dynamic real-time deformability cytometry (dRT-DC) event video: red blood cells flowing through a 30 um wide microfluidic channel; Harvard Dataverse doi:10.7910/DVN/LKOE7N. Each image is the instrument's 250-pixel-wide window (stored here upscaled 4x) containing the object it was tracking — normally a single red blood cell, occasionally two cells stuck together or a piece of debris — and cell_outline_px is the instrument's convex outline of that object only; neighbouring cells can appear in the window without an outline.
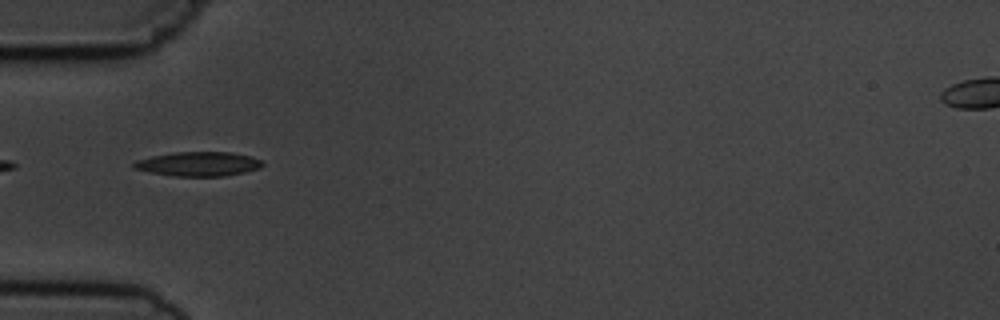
{"species": "common noctule bat (a hibernating species)", "species_latin": "Nyctalus noctula", "temperature_condition": "cold", "stored_images_in_passage": 4, "camera_frame_rate_fps": 3000, "um_per_image_px": 0.085, "animal": {"sex": "male", "body_mass_g": 19.5, "forearm_length_mm": 54.6}, "frame": {"image": 1, "passage_image": 1, "time_ms": 0.0, "image_size_px": [1000, 320], "cell_outline_px": [[264, 164], [260, 168], [244, 172], [224, 176], [172, 176], [132, 168], [132, 164], [136, 160], [152, 156], [176, 152], [232, 152], [248, 156], [260, 160]], "centroid_in_image_um": [16.85, 13.93], "position_along_channel_um": 68.1, "area_um2": 18.09}}
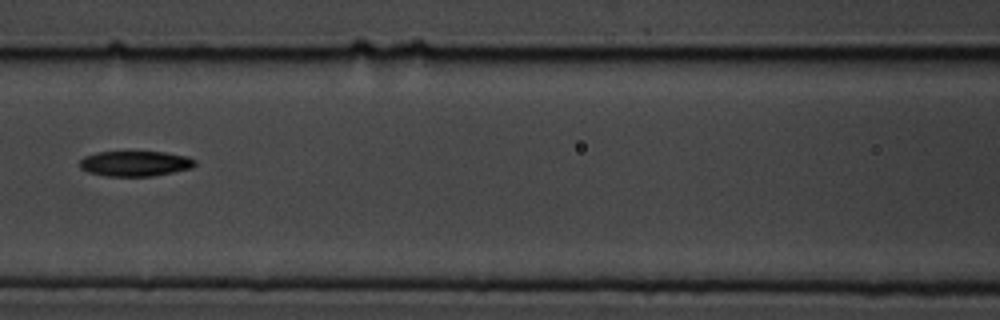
{"frame": {"image": 2, "passage_image": 3, "time_ms": 2.333, "image_size_px": [1000, 320], "cell_outline_px": [[196, 164], [192, 168], [152, 176], [104, 176], [88, 172], [80, 168], [80, 160], [84, 156], [96, 152], [164, 152], [188, 156], [196, 160]], "centroid_in_image_um": [11.49, 13.9], "position_along_channel_um": 155.1, "area_um2": 17.05}}
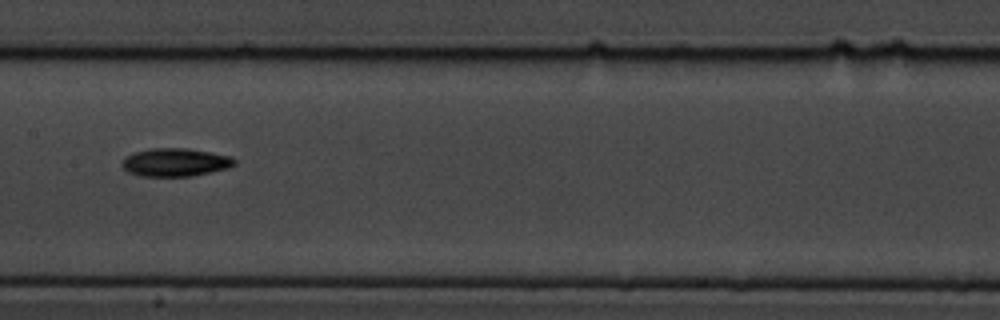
{"frame": {"image": 3, "passage_image": 4, "time_ms": 3.333, "image_size_px": [1000, 320], "cell_outline_px": [[236, 164], [228, 168], [192, 176], [140, 176], [128, 172], [120, 164], [124, 156], [148, 148], [188, 148], [232, 156], [236, 160]], "centroid_in_image_um": [14.89, 13.79], "position_along_channel_um": 192.5, "area_um2": 18.61}}